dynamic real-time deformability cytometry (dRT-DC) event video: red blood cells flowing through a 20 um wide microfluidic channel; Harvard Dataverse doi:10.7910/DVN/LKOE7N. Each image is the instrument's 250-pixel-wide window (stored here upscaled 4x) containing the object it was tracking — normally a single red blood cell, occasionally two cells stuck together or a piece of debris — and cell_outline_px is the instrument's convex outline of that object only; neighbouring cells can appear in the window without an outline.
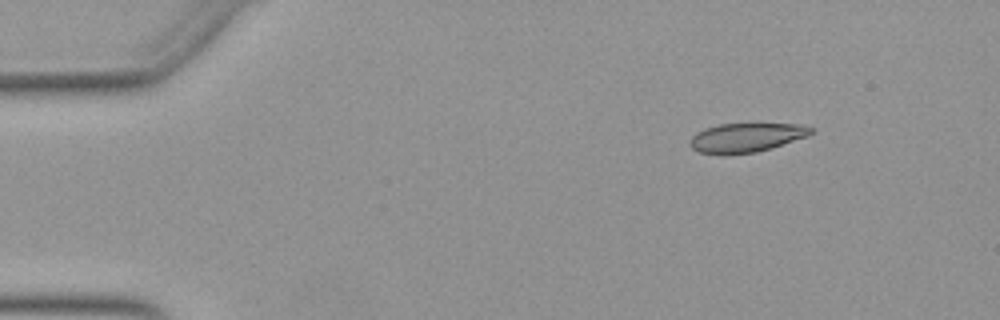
{"species": "Egyptian fruit bat (a non-hibernating species)", "species_latin": "Rousettus aegyptiacus", "temperature_condition": "warm", "stored_images_in_passage": 8, "camera_frame_rate_fps": 3000, "um_per_image_px": 0.085, "animal": {"sex": "female"}, "frame": {"image": 1, "passage_image": 7, "time_ms": 2.0, "image_size_px": [1000, 320], "cell_outline_px": [[812, 132], [808, 136], [772, 148], [756, 152], [724, 156], [700, 152], [692, 148], [688, 144], [692, 136], [696, 132], [704, 128], [720, 124], [804, 124], [812, 128]], "centroid_in_image_um": [63.4, 11.71], "position_along_channel_um": 21.6, "area_um2": 20.81}}